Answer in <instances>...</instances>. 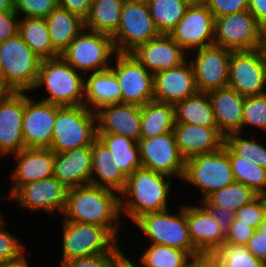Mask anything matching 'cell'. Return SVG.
<instances>
[{
	"mask_svg": "<svg viewBox=\"0 0 266 267\" xmlns=\"http://www.w3.org/2000/svg\"><path fill=\"white\" fill-rule=\"evenodd\" d=\"M248 10L262 25H266V0H248Z\"/></svg>",
	"mask_w": 266,
	"mask_h": 267,
	"instance_id": "cell-53",
	"label": "cell"
},
{
	"mask_svg": "<svg viewBox=\"0 0 266 267\" xmlns=\"http://www.w3.org/2000/svg\"><path fill=\"white\" fill-rule=\"evenodd\" d=\"M119 243L106 254L87 256L67 261L64 267H115L117 260L123 254L119 248Z\"/></svg>",
	"mask_w": 266,
	"mask_h": 267,
	"instance_id": "cell-45",
	"label": "cell"
},
{
	"mask_svg": "<svg viewBox=\"0 0 266 267\" xmlns=\"http://www.w3.org/2000/svg\"><path fill=\"white\" fill-rule=\"evenodd\" d=\"M255 231L249 224L233 222L225 232L224 244L246 246Z\"/></svg>",
	"mask_w": 266,
	"mask_h": 267,
	"instance_id": "cell-48",
	"label": "cell"
},
{
	"mask_svg": "<svg viewBox=\"0 0 266 267\" xmlns=\"http://www.w3.org/2000/svg\"><path fill=\"white\" fill-rule=\"evenodd\" d=\"M68 190L55 176L21 185L12 195L20 207L31 211H46L53 215L59 210L63 213L66 207Z\"/></svg>",
	"mask_w": 266,
	"mask_h": 267,
	"instance_id": "cell-18",
	"label": "cell"
},
{
	"mask_svg": "<svg viewBox=\"0 0 266 267\" xmlns=\"http://www.w3.org/2000/svg\"><path fill=\"white\" fill-rule=\"evenodd\" d=\"M240 133H231L225 137V143L238 155L240 160H248L266 169V147L255 140L242 138Z\"/></svg>",
	"mask_w": 266,
	"mask_h": 267,
	"instance_id": "cell-41",
	"label": "cell"
},
{
	"mask_svg": "<svg viewBox=\"0 0 266 267\" xmlns=\"http://www.w3.org/2000/svg\"><path fill=\"white\" fill-rule=\"evenodd\" d=\"M25 253L22 252L17 258L8 260L0 265V267H29L28 262L25 260Z\"/></svg>",
	"mask_w": 266,
	"mask_h": 267,
	"instance_id": "cell-55",
	"label": "cell"
},
{
	"mask_svg": "<svg viewBox=\"0 0 266 267\" xmlns=\"http://www.w3.org/2000/svg\"><path fill=\"white\" fill-rule=\"evenodd\" d=\"M212 256L220 267H266L246 246L223 244Z\"/></svg>",
	"mask_w": 266,
	"mask_h": 267,
	"instance_id": "cell-40",
	"label": "cell"
},
{
	"mask_svg": "<svg viewBox=\"0 0 266 267\" xmlns=\"http://www.w3.org/2000/svg\"><path fill=\"white\" fill-rule=\"evenodd\" d=\"M170 183V176L163 173L144 168L135 170L120 193L121 212L134 223L144 214L167 210Z\"/></svg>",
	"mask_w": 266,
	"mask_h": 267,
	"instance_id": "cell-2",
	"label": "cell"
},
{
	"mask_svg": "<svg viewBox=\"0 0 266 267\" xmlns=\"http://www.w3.org/2000/svg\"><path fill=\"white\" fill-rule=\"evenodd\" d=\"M4 220L0 217V265L17 258L22 252L25 251L24 246L12 235L8 230L3 227Z\"/></svg>",
	"mask_w": 266,
	"mask_h": 267,
	"instance_id": "cell-46",
	"label": "cell"
},
{
	"mask_svg": "<svg viewBox=\"0 0 266 267\" xmlns=\"http://www.w3.org/2000/svg\"><path fill=\"white\" fill-rule=\"evenodd\" d=\"M200 205H186L189 234L193 246L202 255H213L224 244L225 232L208 209Z\"/></svg>",
	"mask_w": 266,
	"mask_h": 267,
	"instance_id": "cell-21",
	"label": "cell"
},
{
	"mask_svg": "<svg viewBox=\"0 0 266 267\" xmlns=\"http://www.w3.org/2000/svg\"><path fill=\"white\" fill-rule=\"evenodd\" d=\"M138 145L142 168L170 177L177 175L180 179L183 178L185 159L178 150L173 131L156 137L140 139Z\"/></svg>",
	"mask_w": 266,
	"mask_h": 267,
	"instance_id": "cell-14",
	"label": "cell"
},
{
	"mask_svg": "<svg viewBox=\"0 0 266 267\" xmlns=\"http://www.w3.org/2000/svg\"><path fill=\"white\" fill-rule=\"evenodd\" d=\"M178 214L167 210L147 213L139 217L134 224L149 238L150 244L169 246L186 251L192 258L202 256L193 246L188 230L186 205L179 208Z\"/></svg>",
	"mask_w": 266,
	"mask_h": 267,
	"instance_id": "cell-5",
	"label": "cell"
},
{
	"mask_svg": "<svg viewBox=\"0 0 266 267\" xmlns=\"http://www.w3.org/2000/svg\"><path fill=\"white\" fill-rule=\"evenodd\" d=\"M193 258L183 250L150 244L140 257L142 267H186Z\"/></svg>",
	"mask_w": 266,
	"mask_h": 267,
	"instance_id": "cell-39",
	"label": "cell"
},
{
	"mask_svg": "<svg viewBox=\"0 0 266 267\" xmlns=\"http://www.w3.org/2000/svg\"><path fill=\"white\" fill-rule=\"evenodd\" d=\"M261 29L249 10L215 18L214 45L231 51L259 49Z\"/></svg>",
	"mask_w": 266,
	"mask_h": 267,
	"instance_id": "cell-10",
	"label": "cell"
},
{
	"mask_svg": "<svg viewBox=\"0 0 266 267\" xmlns=\"http://www.w3.org/2000/svg\"><path fill=\"white\" fill-rule=\"evenodd\" d=\"M211 215L216 219L219 223L220 227L226 232L230 225L234 221V212L220 207L215 206H205Z\"/></svg>",
	"mask_w": 266,
	"mask_h": 267,
	"instance_id": "cell-52",
	"label": "cell"
},
{
	"mask_svg": "<svg viewBox=\"0 0 266 267\" xmlns=\"http://www.w3.org/2000/svg\"><path fill=\"white\" fill-rule=\"evenodd\" d=\"M215 17L202 3L190 5L181 21L169 33L185 51L214 45Z\"/></svg>",
	"mask_w": 266,
	"mask_h": 267,
	"instance_id": "cell-15",
	"label": "cell"
},
{
	"mask_svg": "<svg viewBox=\"0 0 266 267\" xmlns=\"http://www.w3.org/2000/svg\"><path fill=\"white\" fill-rule=\"evenodd\" d=\"M246 248L257 259L266 262V237L259 231H255L253 236L249 239Z\"/></svg>",
	"mask_w": 266,
	"mask_h": 267,
	"instance_id": "cell-51",
	"label": "cell"
},
{
	"mask_svg": "<svg viewBox=\"0 0 266 267\" xmlns=\"http://www.w3.org/2000/svg\"><path fill=\"white\" fill-rule=\"evenodd\" d=\"M190 5L183 0H149L150 15L157 31L169 35Z\"/></svg>",
	"mask_w": 266,
	"mask_h": 267,
	"instance_id": "cell-37",
	"label": "cell"
},
{
	"mask_svg": "<svg viewBox=\"0 0 266 267\" xmlns=\"http://www.w3.org/2000/svg\"><path fill=\"white\" fill-rule=\"evenodd\" d=\"M97 137L110 149L113 163L126 178L142 168L138 142L111 133H97Z\"/></svg>",
	"mask_w": 266,
	"mask_h": 267,
	"instance_id": "cell-31",
	"label": "cell"
},
{
	"mask_svg": "<svg viewBox=\"0 0 266 267\" xmlns=\"http://www.w3.org/2000/svg\"><path fill=\"white\" fill-rule=\"evenodd\" d=\"M24 91H15L0 104V154L10 155L25 149L22 133Z\"/></svg>",
	"mask_w": 266,
	"mask_h": 267,
	"instance_id": "cell-25",
	"label": "cell"
},
{
	"mask_svg": "<svg viewBox=\"0 0 266 267\" xmlns=\"http://www.w3.org/2000/svg\"><path fill=\"white\" fill-rule=\"evenodd\" d=\"M191 64L198 92L209 93L228 85L229 62L232 51L211 45L197 49Z\"/></svg>",
	"mask_w": 266,
	"mask_h": 267,
	"instance_id": "cell-17",
	"label": "cell"
},
{
	"mask_svg": "<svg viewBox=\"0 0 266 267\" xmlns=\"http://www.w3.org/2000/svg\"><path fill=\"white\" fill-rule=\"evenodd\" d=\"M63 254L60 265L87 256L109 253L117 240L101 226L63 221Z\"/></svg>",
	"mask_w": 266,
	"mask_h": 267,
	"instance_id": "cell-9",
	"label": "cell"
},
{
	"mask_svg": "<svg viewBox=\"0 0 266 267\" xmlns=\"http://www.w3.org/2000/svg\"><path fill=\"white\" fill-rule=\"evenodd\" d=\"M185 50L169 35L143 43L130 52L153 75L186 61Z\"/></svg>",
	"mask_w": 266,
	"mask_h": 267,
	"instance_id": "cell-20",
	"label": "cell"
},
{
	"mask_svg": "<svg viewBox=\"0 0 266 267\" xmlns=\"http://www.w3.org/2000/svg\"><path fill=\"white\" fill-rule=\"evenodd\" d=\"M208 94L219 132L224 137L242 132L245 97L228 86Z\"/></svg>",
	"mask_w": 266,
	"mask_h": 267,
	"instance_id": "cell-27",
	"label": "cell"
},
{
	"mask_svg": "<svg viewBox=\"0 0 266 267\" xmlns=\"http://www.w3.org/2000/svg\"><path fill=\"white\" fill-rule=\"evenodd\" d=\"M58 7V0H14V11L23 18H46Z\"/></svg>",
	"mask_w": 266,
	"mask_h": 267,
	"instance_id": "cell-44",
	"label": "cell"
},
{
	"mask_svg": "<svg viewBox=\"0 0 266 267\" xmlns=\"http://www.w3.org/2000/svg\"><path fill=\"white\" fill-rule=\"evenodd\" d=\"M60 107L42 100L35 101L24 93L22 133L25 147L50 148L53 126Z\"/></svg>",
	"mask_w": 266,
	"mask_h": 267,
	"instance_id": "cell-16",
	"label": "cell"
},
{
	"mask_svg": "<svg viewBox=\"0 0 266 267\" xmlns=\"http://www.w3.org/2000/svg\"><path fill=\"white\" fill-rule=\"evenodd\" d=\"M84 76V106L91 111L96 112L103 106L121 102V88L110 68L92 72L88 78Z\"/></svg>",
	"mask_w": 266,
	"mask_h": 267,
	"instance_id": "cell-28",
	"label": "cell"
},
{
	"mask_svg": "<svg viewBox=\"0 0 266 267\" xmlns=\"http://www.w3.org/2000/svg\"><path fill=\"white\" fill-rule=\"evenodd\" d=\"M186 267H220L212 255H202L193 258Z\"/></svg>",
	"mask_w": 266,
	"mask_h": 267,
	"instance_id": "cell-54",
	"label": "cell"
},
{
	"mask_svg": "<svg viewBox=\"0 0 266 267\" xmlns=\"http://www.w3.org/2000/svg\"><path fill=\"white\" fill-rule=\"evenodd\" d=\"M124 0H92L84 20L86 29L113 36L120 24Z\"/></svg>",
	"mask_w": 266,
	"mask_h": 267,
	"instance_id": "cell-34",
	"label": "cell"
},
{
	"mask_svg": "<svg viewBox=\"0 0 266 267\" xmlns=\"http://www.w3.org/2000/svg\"><path fill=\"white\" fill-rule=\"evenodd\" d=\"M97 133L118 134L138 142L141 133V106L114 103L96 111Z\"/></svg>",
	"mask_w": 266,
	"mask_h": 267,
	"instance_id": "cell-22",
	"label": "cell"
},
{
	"mask_svg": "<svg viewBox=\"0 0 266 267\" xmlns=\"http://www.w3.org/2000/svg\"><path fill=\"white\" fill-rule=\"evenodd\" d=\"M182 181L200 188L202 200L212 192L235 182L228 151L222 146L216 152L186 160Z\"/></svg>",
	"mask_w": 266,
	"mask_h": 267,
	"instance_id": "cell-8",
	"label": "cell"
},
{
	"mask_svg": "<svg viewBox=\"0 0 266 267\" xmlns=\"http://www.w3.org/2000/svg\"><path fill=\"white\" fill-rule=\"evenodd\" d=\"M223 147L228 151L235 181L246 185L258 196H266V169L248 160H240L225 142Z\"/></svg>",
	"mask_w": 266,
	"mask_h": 267,
	"instance_id": "cell-36",
	"label": "cell"
},
{
	"mask_svg": "<svg viewBox=\"0 0 266 267\" xmlns=\"http://www.w3.org/2000/svg\"><path fill=\"white\" fill-rule=\"evenodd\" d=\"M258 195L246 185L233 182L222 189L216 190L201 200L204 206L225 208L234 213L242 206L249 204Z\"/></svg>",
	"mask_w": 266,
	"mask_h": 267,
	"instance_id": "cell-38",
	"label": "cell"
},
{
	"mask_svg": "<svg viewBox=\"0 0 266 267\" xmlns=\"http://www.w3.org/2000/svg\"><path fill=\"white\" fill-rule=\"evenodd\" d=\"M95 173L100 181L95 178ZM126 180L127 178L122 174L115 163H113L110 149L97 137L92 143L90 184L111 189L120 194L124 190Z\"/></svg>",
	"mask_w": 266,
	"mask_h": 267,
	"instance_id": "cell-29",
	"label": "cell"
},
{
	"mask_svg": "<svg viewBox=\"0 0 266 267\" xmlns=\"http://www.w3.org/2000/svg\"><path fill=\"white\" fill-rule=\"evenodd\" d=\"M175 123L196 124L202 127H217L208 93L197 92L174 104Z\"/></svg>",
	"mask_w": 266,
	"mask_h": 267,
	"instance_id": "cell-32",
	"label": "cell"
},
{
	"mask_svg": "<svg viewBox=\"0 0 266 267\" xmlns=\"http://www.w3.org/2000/svg\"><path fill=\"white\" fill-rule=\"evenodd\" d=\"M114 72L120 88L121 103L143 106L154 100V75L131 53H116Z\"/></svg>",
	"mask_w": 266,
	"mask_h": 267,
	"instance_id": "cell-11",
	"label": "cell"
},
{
	"mask_svg": "<svg viewBox=\"0 0 266 267\" xmlns=\"http://www.w3.org/2000/svg\"><path fill=\"white\" fill-rule=\"evenodd\" d=\"M92 145L55 153L54 176L67 190L90 184Z\"/></svg>",
	"mask_w": 266,
	"mask_h": 267,
	"instance_id": "cell-26",
	"label": "cell"
},
{
	"mask_svg": "<svg viewBox=\"0 0 266 267\" xmlns=\"http://www.w3.org/2000/svg\"><path fill=\"white\" fill-rule=\"evenodd\" d=\"M85 77L61 56L41 62L34 89L45 86L48 97L41 99L58 106L84 105Z\"/></svg>",
	"mask_w": 266,
	"mask_h": 267,
	"instance_id": "cell-3",
	"label": "cell"
},
{
	"mask_svg": "<svg viewBox=\"0 0 266 267\" xmlns=\"http://www.w3.org/2000/svg\"><path fill=\"white\" fill-rule=\"evenodd\" d=\"M227 86L244 97L266 93V62L258 49L232 51Z\"/></svg>",
	"mask_w": 266,
	"mask_h": 267,
	"instance_id": "cell-13",
	"label": "cell"
},
{
	"mask_svg": "<svg viewBox=\"0 0 266 267\" xmlns=\"http://www.w3.org/2000/svg\"><path fill=\"white\" fill-rule=\"evenodd\" d=\"M265 215L266 196H257L249 204L242 206L234 213L233 222L249 224L257 230Z\"/></svg>",
	"mask_w": 266,
	"mask_h": 267,
	"instance_id": "cell-43",
	"label": "cell"
},
{
	"mask_svg": "<svg viewBox=\"0 0 266 267\" xmlns=\"http://www.w3.org/2000/svg\"><path fill=\"white\" fill-rule=\"evenodd\" d=\"M10 196L21 186L54 176L55 153L50 148H25L14 154Z\"/></svg>",
	"mask_w": 266,
	"mask_h": 267,
	"instance_id": "cell-24",
	"label": "cell"
},
{
	"mask_svg": "<svg viewBox=\"0 0 266 267\" xmlns=\"http://www.w3.org/2000/svg\"><path fill=\"white\" fill-rule=\"evenodd\" d=\"M258 50L260 51L262 58L266 62V25L262 26L261 29L260 45Z\"/></svg>",
	"mask_w": 266,
	"mask_h": 267,
	"instance_id": "cell-57",
	"label": "cell"
},
{
	"mask_svg": "<svg viewBox=\"0 0 266 267\" xmlns=\"http://www.w3.org/2000/svg\"><path fill=\"white\" fill-rule=\"evenodd\" d=\"M125 2L128 3H138V4H145L148 5L149 0H124Z\"/></svg>",
	"mask_w": 266,
	"mask_h": 267,
	"instance_id": "cell-61",
	"label": "cell"
},
{
	"mask_svg": "<svg viewBox=\"0 0 266 267\" xmlns=\"http://www.w3.org/2000/svg\"><path fill=\"white\" fill-rule=\"evenodd\" d=\"M92 0H58V7L68 10L85 20L87 17Z\"/></svg>",
	"mask_w": 266,
	"mask_h": 267,
	"instance_id": "cell-50",
	"label": "cell"
},
{
	"mask_svg": "<svg viewBox=\"0 0 266 267\" xmlns=\"http://www.w3.org/2000/svg\"><path fill=\"white\" fill-rule=\"evenodd\" d=\"M215 18L248 10V0H205Z\"/></svg>",
	"mask_w": 266,
	"mask_h": 267,
	"instance_id": "cell-47",
	"label": "cell"
},
{
	"mask_svg": "<svg viewBox=\"0 0 266 267\" xmlns=\"http://www.w3.org/2000/svg\"><path fill=\"white\" fill-rule=\"evenodd\" d=\"M257 231H259L263 236L266 237V215L263 219V222L257 228Z\"/></svg>",
	"mask_w": 266,
	"mask_h": 267,
	"instance_id": "cell-60",
	"label": "cell"
},
{
	"mask_svg": "<svg viewBox=\"0 0 266 267\" xmlns=\"http://www.w3.org/2000/svg\"><path fill=\"white\" fill-rule=\"evenodd\" d=\"M15 91L0 78V104L4 103Z\"/></svg>",
	"mask_w": 266,
	"mask_h": 267,
	"instance_id": "cell-56",
	"label": "cell"
},
{
	"mask_svg": "<svg viewBox=\"0 0 266 267\" xmlns=\"http://www.w3.org/2000/svg\"><path fill=\"white\" fill-rule=\"evenodd\" d=\"M246 125L266 130V93L245 97L242 129Z\"/></svg>",
	"mask_w": 266,
	"mask_h": 267,
	"instance_id": "cell-42",
	"label": "cell"
},
{
	"mask_svg": "<svg viewBox=\"0 0 266 267\" xmlns=\"http://www.w3.org/2000/svg\"><path fill=\"white\" fill-rule=\"evenodd\" d=\"M116 53L112 36L84 28L60 56L76 71L86 74L109 69L110 57Z\"/></svg>",
	"mask_w": 266,
	"mask_h": 267,
	"instance_id": "cell-7",
	"label": "cell"
},
{
	"mask_svg": "<svg viewBox=\"0 0 266 267\" xmlns=\"http://www.w3.org/2000/svg\"><path fill=\"white\" fill-rule=\"evenodd\" d=\"M14 11V0H0V12Z\"/></svg>",
	"mask_w": 266,
	"mask_h": 267,
	"instance_id": "cell-59",
	"label": "cell"
},
{
	"mask_svg": "<svg viewBox=\"0 0 266 267\" xmlns=\"http://www.w3.org/2000/svg\"><path fill=\"white\" fill-rule=\"evenodd\" d=\"M154 100L175 104L198 92L190 61L154 74Z\"/></svg>",
	"mask_w": 266,
	"mask_h": 267,
	"instance_id": "cell-19",
	"label": "cell"
},
{
	"mask_svg": "<svg viewBox=\"0 0 266 267\" xmlns=\"http://www.w3.org/2000/svg\"><path fill=\"white\" fill-rule=\"evenodd\" d=\"M120 194L93 184L68 190L64 221L104 227L117 241L121 216Z\"/></svg>",
	"mask_w": 266,
	"mask_h": 267,
	"instance_id": "cell-1",
	"label": "cell"
},
{
	"mask_svg": "<svg viewBox=\"0 0 266 267\" xmlns=\"http://www.w3.org/2000/svg\"><path fill=\"white\" fill-rule=\"evenodd\" d=\"M115 267H138V266L134 265L128 258H126L124 254H122L117 260Z\"/></svg>",
	"mask_w": 266,
	"mask_h": 267,
	"instance_id": "cell-58",
	"label": "cell"
},
{
	"mask_svg": "<svg viewBox=\"0 0 266 267\" xmlns=\"http://www.w3.org/2000/svg\"><path fill=\"white\" fill-rule=\"evenodd\" d=\"M53 48L61 54L84 30V20L68 10L57 7L46 18Z\"/></svg>",
	"mask_w": 266,
	"mask_h": 267,
	"instance_id": "cell-30",
	"label": "cell"
},
{
	"mask_svg": "<svg viewBox=\"0 0 266 267\" xmlns=\"http://www.w3.org/2000/svg\"><path fill=\"white\" fill-rule=\"evenodd\" d=\"M96 138V112L84 105L63 106L58 109L50 146L54 153L90 146Z\"/></svg>",
	"mask_w": 266,
	"mask_h": 267,
	"instance_id": "cell-4",
	"label": "cell"
},
{
	"mask_svg": "<svg viewBox=\"0 0 266 267\" xmlns=\"http://www.w3.org/2000/svg\"><path fill=\"white\" fill-rule=\"evenodd\" d=\"M0 78H1V60H0Z\"/></svg>",
	"mask_w": 266,
	"mask_h": 267,
	"instance_id": "cell-63",
	"label": "cell"
},
{
	"mask_svg": "<svg viewBox=\"0 0 266 267\" xmlns=\"http://www.w3.org/2000/svg\"><path fill=\"white\" fill-rule=\"evenodd\" d=\"M18 33L23 41L42 60L60 56L51 43L46 19L23 18L19 20Z\"/></svg>",
	"mask_w": 266,
	"mask_h": 267,
	"instance_id": "cell-35",
	"label": "cell"
},
{
	"mask_svg": "<svg viewBox=\"0 0 266 267\" xmlns=\"http://www.w3.org/2000/svg\"><path fill=\"white\" fill-rule=\"evenodd\" d=\"M173 133L178 150L185 161L198 155L216 152L225 142V137L218 127L175 123Z\"/></svg>",
	"mask_w": 266,
	"mask_h": 267,
	"instance_id": "cell-23",
	"label": "cell"
},
{
	"mask_svg": "<svg viewBox=\"0 0 266 267\" xmlns=\"http://www.w3.org/2000/svg\"><path fill=\"white\" fill-rule=\"evenodd\" d=\"M1 79L14 91L33 90L38 79L42 59L17 33L0 43Z\"/></svg>",
	"mask_w": 266,
	"mask_h": 267,
	"instance_id": "cell-6",
	"label": "cell"
},
{
	"mask_svg": "<svg viewBox=\"0 0 266 267\" xmlns=\"http://www.w3.org/2000/svg\"><path fill=\"white\" fill-rule=\"evenodd\" d=\"M159 35L148 5L124 2L119 27L112 36L116 52L130 53Z\"/></svg>",
	"mask_w": 266,
	"mask_h": 267,
	"instance_id": "cell-12",
	"label": "cell"
},
{
	"mask_svg": "<svg viewBox=\"0 0 266 267\" xmlns=\"http://www.w3.org/2000/svg\"><path fill=\"white\" fill-rule=\"evenodd\" d=\"M19 20L15 11L0 12V43L18 33Z\"/></svg>",
	"mask_w": 266,
	"mask_h": 267,
	"instance_id": "cell-49",
	"label": "cell"
},
{
	"mask_svg": "<svg viewBox=\"0 0 266 267\" xmlns=\"http://www.w3.org/2000/svg\"><path fill=\"white\" fill-rule=\"evenodd\" d=\"M189 5H197V4H202L204 3L205 0H183Z\"/></svg>",
	"mask_w": 266,
	"mask_h": 267,
	"instance_id": "cell-62",
	"label": "cell"
},
{
	"mask_svg": "<svg viewBox=\"0 0 266 267\" xmlns=\"http://www.w3.org/2000/svg\"><path fill=\"white\" fill-rule=\"evenodd\" d=\"M174 126L175 114L173 104L152 100L141 106L140 139L172 132Z\"/></svg>",
	"mask_w": 266,
	"mask_h": 267,
	"instance_id": "cell-33",
	"label": "cell"
}]
</instances>
